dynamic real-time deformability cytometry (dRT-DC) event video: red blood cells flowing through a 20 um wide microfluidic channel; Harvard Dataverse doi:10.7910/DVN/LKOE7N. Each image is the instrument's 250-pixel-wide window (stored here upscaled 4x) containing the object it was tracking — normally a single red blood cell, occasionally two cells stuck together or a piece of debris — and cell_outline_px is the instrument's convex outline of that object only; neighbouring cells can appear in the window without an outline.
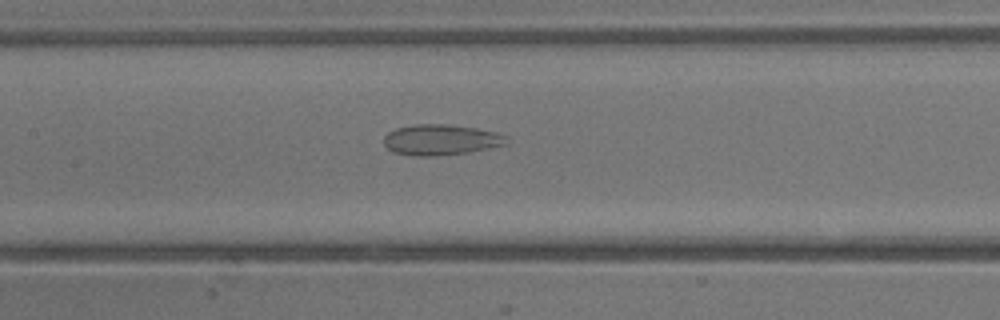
{"species": "common noctule bat (a hibernating species)", "species_latin": "Nyctalus noctula", "temperature_condition": "warm", "stored_images_in_passage": 31, "camera_frame_rate_fps": 3000, "um_per_image_px": 0.085, "animal": {"sex": "male", "body_mass_g": 13.3}, "frame": {"image": 1, "passage_image": 10, "time_ms": 3.0, "image_size_px": [1000, 320], "cell_outline_px": [[508, 140], [504, 144], [488, 148], [468, 152], [432, 156], [416, 156], [392, 152], [384, 144], [384, 136], [388, 132], [396, 128], [416, 124], [444, 124], [476, 128], [496, 132], [508, 136]], "centroid_in_image_um": [37.45, 11.88], "position_along_channel_um": 170.0, "area_um2": 21.79}}
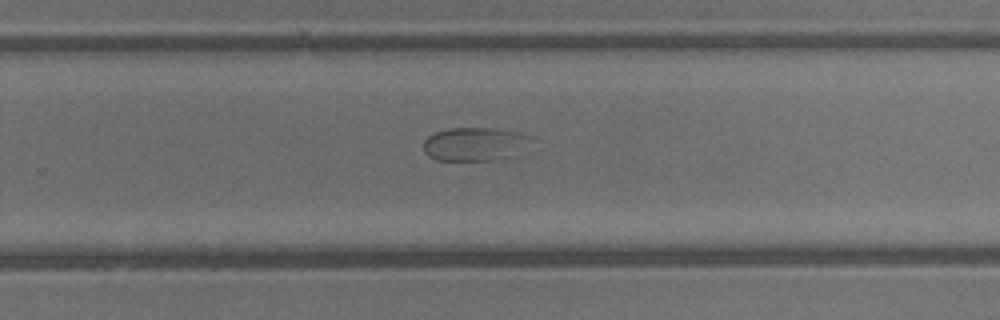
{"frame": {"image": 2, "passage_image": 17, "time_ms": 5.333, "image_size_px": [1000, 320], "cell_outline_px": [[532, 136], [520, 156], [504, 160], [436, 160], [428, 156], [424, 152], [424, 140], [428, 136], [436, 132], [448, 128], [492, 128], [516, 132]], "centroid_in_image_um": [40.4, 12.27], "position_along_channel_um": 289.4, "area_um2": 21.39}}
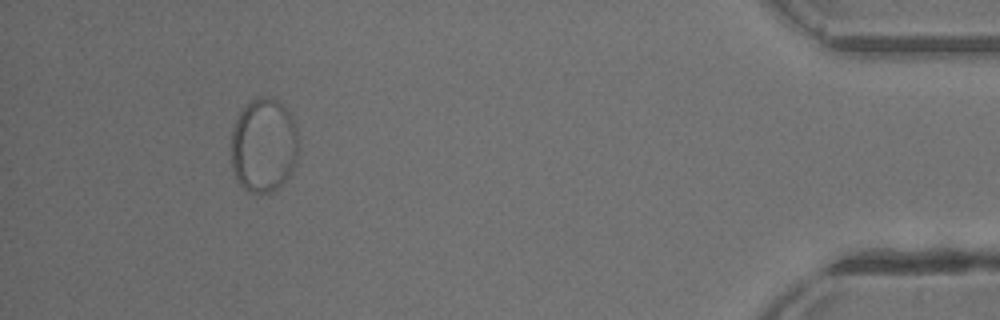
{"frame": {"image": 3, "passage_image": 28, "time_ms": 9.0, "image_size_px": [1000, 320], "cell_outline_px": [[300, 148], [296, 164], [292, 172], [276, 188], [268, 192], [248, 192], [240, 184], [232, 168], [232, 132], [236, 120], [240, 112], [248, 100], [260, 96], [264, 96], [280, 100], [296, 124]], "centroid_in_image_um": [22.45, 12.31], "position_along_channel_um": 412.8, "area_um2": 37.34}}